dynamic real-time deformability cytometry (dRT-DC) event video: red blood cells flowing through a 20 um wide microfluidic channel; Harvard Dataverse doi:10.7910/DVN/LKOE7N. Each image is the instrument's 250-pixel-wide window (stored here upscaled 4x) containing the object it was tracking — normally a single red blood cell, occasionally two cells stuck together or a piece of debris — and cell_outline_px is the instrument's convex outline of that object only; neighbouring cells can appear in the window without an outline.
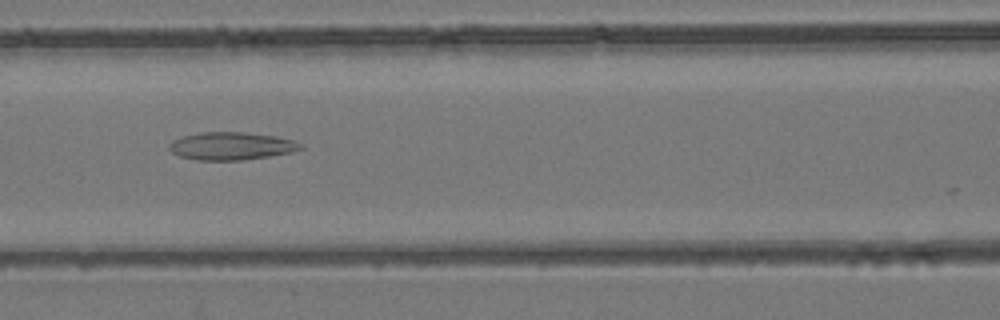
{"species": "common noctule bat (a hibernating species)", "species_latin": "Nyctalus noctula", "temperature_condition": "room temperature", "stored_images_in_passage": 20, "camera_frame_rate_fps": 3000, "um_per_image_px": 0.085, "animal": {"sex": "female", "body_mass_g": 24.6, "forearm_length_mm": 56.2}, "frame": {"image": 1, "passage_image": 10, "time_ms": 3.0, "image_size_px": [1000, 320], "cell_outline_px": [[304, 148], [288, 152], [268, 156], [240, 160], [196, 160], [180, 156], [172, 152], [168, 148], [168, 144], [172, 140], [184, 136], [200, 132], [240, 132], [276, 136], [292, 140], [300, 144]], "centroid_in_image_um": [19.6, 12.41], "position_along_channel_um": 147.0, "area_um2": 20.98}}
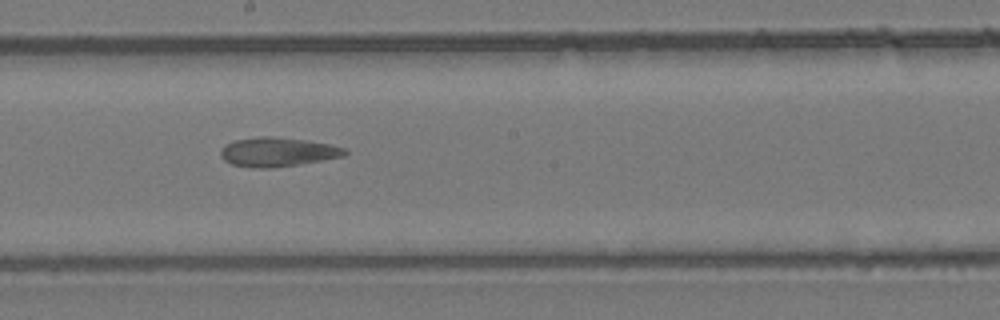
{"frame": {"image": 2, "passage_image": 16, "time_ms": 5.0, "image_size_px": [1000, 320], "cell_outline_px": [[348, 152], [344, 156], [272, 168], [256, 168], [232, 164], [224, 160], [220, 156], [220, 148], [224, 144], [236, 140], [264, 136], [276, 136], [304, 140], [328, 144], [344, 148]], "centroid_in_image_um": [23.54, 12.91], "position_along_channel_um": 224.7, "area_um2": 20.87}}
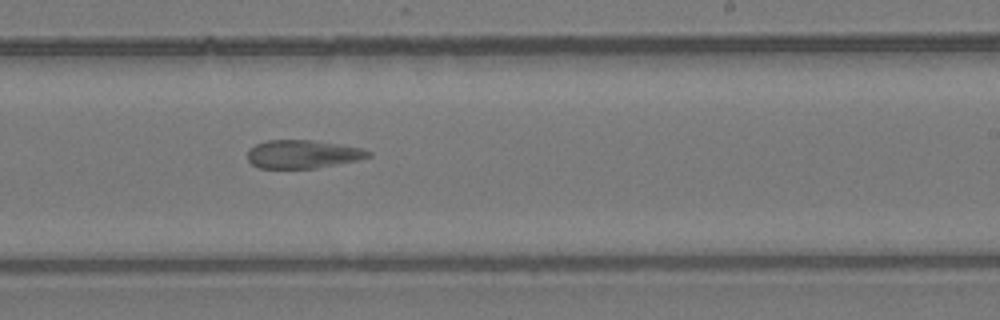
{"frame": {"image": 3, "passage_image": 19, "time_ms": 6.0, "image_size_px": [1000, 320], "cell_outline_px": [[372, 156], [356, 160], [316, 168], [260, 168], [252, 164], [248, 160], [248, 148], [256, 144], [268, 140], [316, 140], [340, 144], [360, 148], [372, 152]], "centroid_in_image_um": [25.72, 13.09], "position_along_channel_um": 263.3, "area_um2": 19.88}}